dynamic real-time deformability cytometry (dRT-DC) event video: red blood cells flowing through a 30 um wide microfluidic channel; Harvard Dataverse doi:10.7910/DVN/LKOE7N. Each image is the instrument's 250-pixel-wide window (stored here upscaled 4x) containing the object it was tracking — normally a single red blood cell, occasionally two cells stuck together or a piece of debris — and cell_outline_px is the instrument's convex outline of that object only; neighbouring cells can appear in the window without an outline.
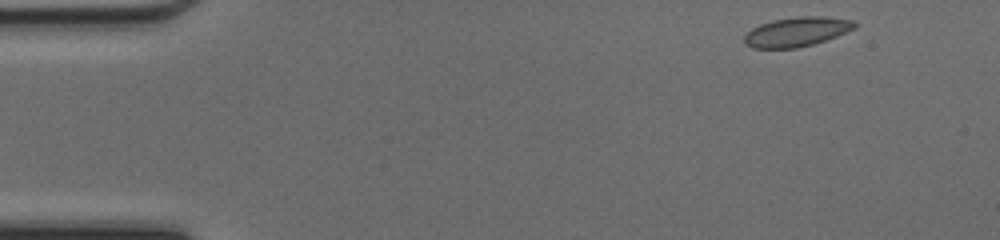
{"species": "common noctule bat (a hibernating species)", "species_latin": "Nyctalus noctula", "temperature_condition": "cold", "stored_images_in_passage": 44, "camera_frame_rate_fps": 3000, "um_per_image_px": 0.085, "animal": {"sex": "female", "body_mass_g": 17.0, "forearm_length_mm": 48.0}, "frame": {"image": 1, "passage_image": 1, "time_ms": 0.0, "image_size_px": [1000, 240], "cell_outline_px": [[856, 28], [836, 36], [812, 44], [796, 48], [752, 48], [744, 44], [744, 36], [752, 28], [760, 24], [772, 20], [796, 16], [824, 16], [852, 20], [856, 24]], "centroid_in_image_um": [67.7, 2.69], "position_along_channel_um": 17.3, "area_um2": 18.9}}
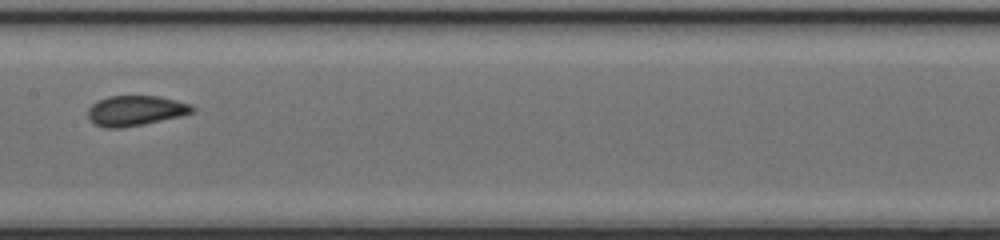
{"frame": {"image": 2, "passage_image": 21, "time_ms": 6.667, "image_size_px": [1000, 240], "cell_outline_px": [[196, 108], [192, 112], [180, 116], [144, 124], [120, 128], [104, 128], [92, 124], [88, 116], [88, 108], [92, 104], [108, 96], [160, 96], [192, 104]], "centroid_in_image_um": [11.51, 9.41], "position_along_channel_um": 195.9, "area_um2": 18.44}}
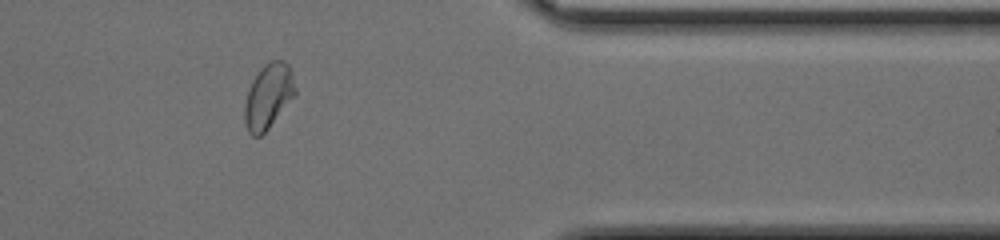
{"frame": {"image": 3, "passage_image": 36, "time_ms": 11.667, "image_size_px": [1000, 240], "cell_outline_px": [[296, 92], [268, 128], [260, 136], [252, 136], [248, 132], [244, 120], [244, 104], [252, 80], [260, 68], [264, 64], [272, 60], [284, 60], [292, 68], [296, 88]], "centroid_in_image_um": [22.8, 8.14], "position_along_channel_um": 388.6, "area_um2": 19.02}}